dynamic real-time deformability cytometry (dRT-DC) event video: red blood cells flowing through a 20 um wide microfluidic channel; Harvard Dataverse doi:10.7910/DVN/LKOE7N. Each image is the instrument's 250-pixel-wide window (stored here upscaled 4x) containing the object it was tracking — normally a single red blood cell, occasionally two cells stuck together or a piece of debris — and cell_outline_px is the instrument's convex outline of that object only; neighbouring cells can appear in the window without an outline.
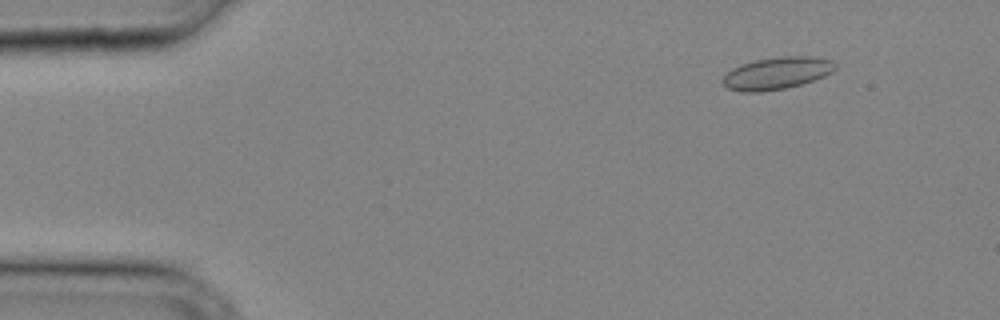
{"species": "common noctule bat (a hibernating species)", "species_latin": "Nyctalus noctula", "temperature_condition": "cold", "stored_images_in_passage": 33, "camera_frame_rate_fps": 3000, "um_per_image_px": 0.085, "animal": {"sex": "male", "body_mass_g": 20.4}, "frame": {"image": 1, "passage_image": 4, "time_ms": 1.0, "image_size_px": [1000, 320], "cell_outline_px": [[836, 68], [832, 72], [824, 76], [788, 88], [760, 92], [740, 92], [728, 88], [720, 80], [732, 68], [740, 64], [756, 60], [780, 56], [812, 56], [832, 60], [836, 64]], "centroid_in_image_um": [66.02, 6.22], "position_along_channel_um": 19.0, "area_um2": 21.21}}
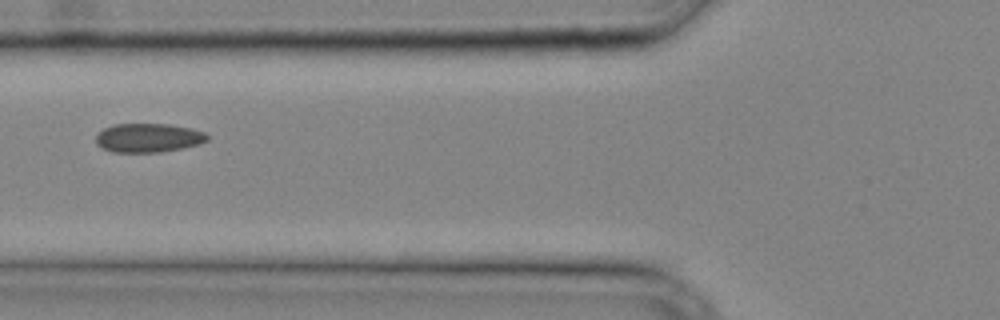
{"frame": {"image": 2, "passage_image": 14, "time_ms": 4.333, "image_size_px": [1000, 320], "cell_outline_px": [[208, 140], [200, 144], [184, 148], [160, 152], [112, 152], [96, 144], [96, 132], [104, 128], [116, 124], [168, 124], [188, 128], [204, 132], [208, 136]], "centroid_in_image_um": [12.59, 11.72], "position_along_channel_um": 113.2, "area_um2": 18.79}}
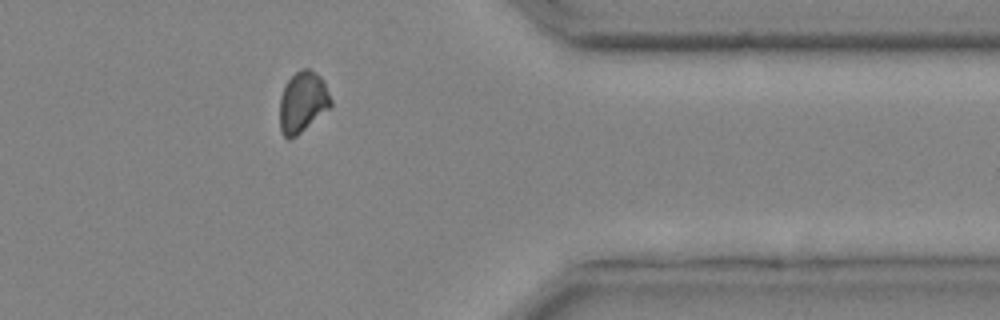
{"frame": {"image": 3, "passage_image": 30, "time_ms": 9.667, "image_size_px": [1000, 320], "cell_outline_px": [[332, 104], [328, 108], [296, 136], [288, 140], [280, 132], [280, 96], [288, 80], [300, 68], [308, 68], [320, 76], [324, 80], [332, 100]], "centroid_in_image_um": [25.71, 8.66], "position_along_channel_um": 385.7, "area_um2": 17.98}}